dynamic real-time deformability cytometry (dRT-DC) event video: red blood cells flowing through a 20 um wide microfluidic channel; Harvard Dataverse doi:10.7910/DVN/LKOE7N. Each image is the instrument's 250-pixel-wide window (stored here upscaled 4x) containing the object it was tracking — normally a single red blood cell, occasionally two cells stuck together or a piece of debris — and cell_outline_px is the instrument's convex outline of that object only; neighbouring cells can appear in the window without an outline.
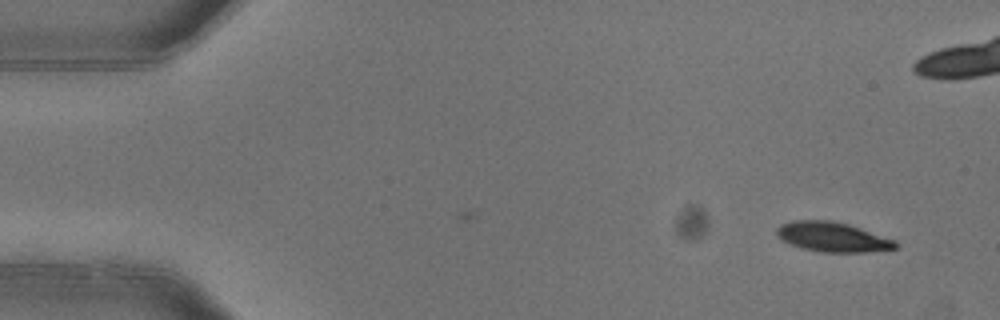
{"species": "common noctule bat (a hibernating species)", "species_latin": "Nyctalus noctula", "temperature_condition": "warm", "stored_images_in_passage": 3, "camera_frame_rate_fps": 3000, "um_per_image_px": 0.085, "animal": {"sex": "female"}, "frame": {"image": 1, "passage_image": 3, "time_ms": 0.667, "image_size_px": [1000, 320], "cell_outline_px": [[900, 244], [896, 248], [864, 252], [820, 252], [800, 248], [788, 244], [780, 240], [776, 236], [776, 228], [780, 224], [792, 220], [832, 220], [848, 224], [896, 240]], "centroid_in_image_um": [70.71, 20.14], "position_along_channel_um": 14.3, "area_um2": 20.87}}